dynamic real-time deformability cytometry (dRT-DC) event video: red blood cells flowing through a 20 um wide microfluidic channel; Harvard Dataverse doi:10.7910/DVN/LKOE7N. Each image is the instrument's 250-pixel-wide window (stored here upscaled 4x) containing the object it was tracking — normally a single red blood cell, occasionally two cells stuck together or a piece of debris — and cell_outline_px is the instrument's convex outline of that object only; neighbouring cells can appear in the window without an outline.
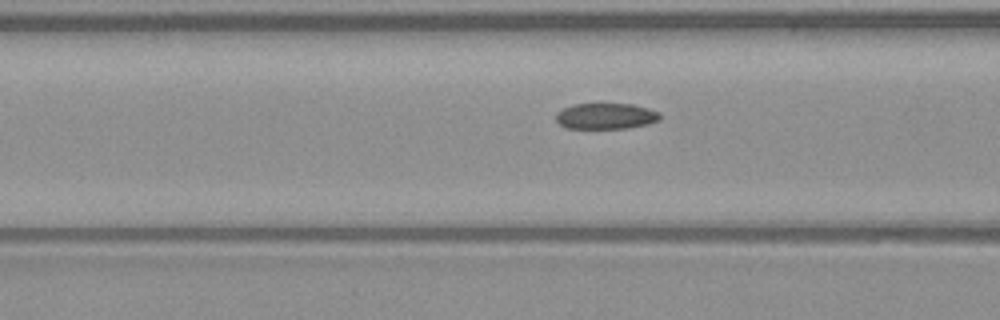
{"species": "common noctule bat (a hibernating species)", "species_latin": "Nyctalus noctula", "temperature_condition": "warm", "stored_images_in_passage": 22, "camera_frame_rate_fps": 3000, "um_per_image_px": 0.085, "animal": {"sex": "male", "body_mass_g": 23.1, "forearm_length_mm": 52.7}, "frame": {"image": 1, "passage_image": 16, "time_ms": 5.0, "image_size_px": [1000, 320], "cell_outline_px": [[660, 120], [648, 124], [628, 128], [564, 128], [556, 120], [556, 112], [572, 104], [632, 104], [648, 108], [660, 112]], "centroid_in_image_um": [51.5, 9.87], "position_along_channel_um": 115.1, "area_um2": 15.78}}
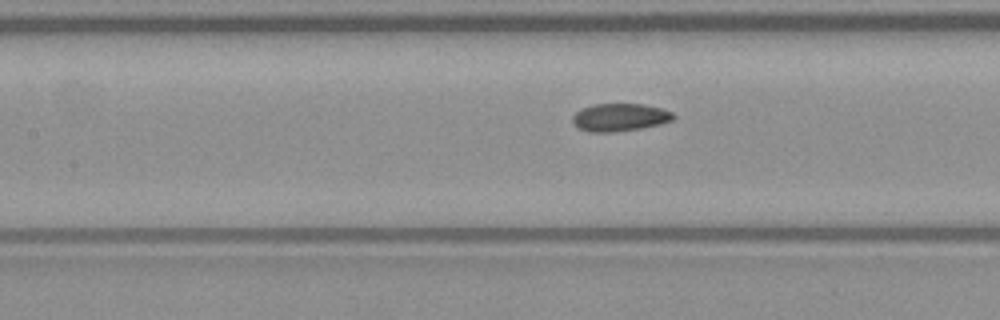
{"frame": {"image": 2, "passage_image": 19, "time_ms": 6.0, "image_size_px": [1000, 320], "cell_outline_px": [[676, 116], [672, 120], [660, 124], [640, 128], [616, 132], [588, 132], [576, 128], [572, 120], [572, 116], [576, 112], [592, 104], [644, 104], [660, 108], [672, 112]], "centroid_in_image_um": [52.66, 9.98], "position_along_channel_um": 154.7, "area_um2": 16.36}}